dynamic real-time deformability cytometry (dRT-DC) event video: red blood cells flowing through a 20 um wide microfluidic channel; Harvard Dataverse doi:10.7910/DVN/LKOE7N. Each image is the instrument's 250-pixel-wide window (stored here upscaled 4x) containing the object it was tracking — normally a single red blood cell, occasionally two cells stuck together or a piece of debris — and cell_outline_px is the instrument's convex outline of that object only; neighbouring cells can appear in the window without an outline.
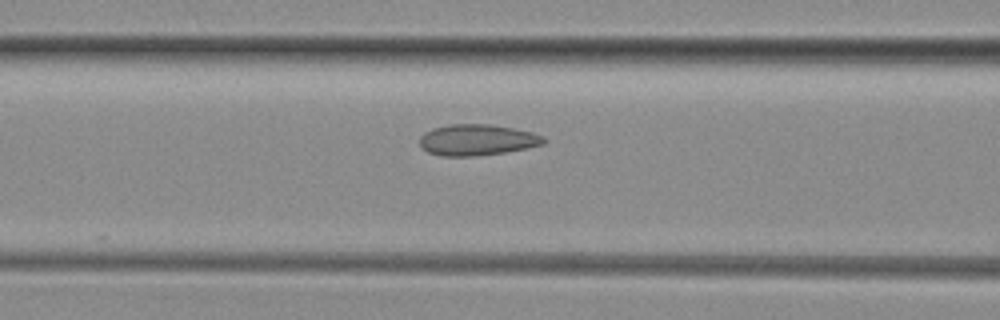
{"species": "common noctule bat (a hibernating species)", "species_latin": "Nyctalus noctula", "temperature_condition": "room temperature", "stored_images_in_passage": 24, "camera_frame_rate_fps": 3000, "um_per_image_px": 0.085, "animal": {"sex": "female", "body_mass_g": 29.2, "forearm_length_mm": 56.3}, "frame": {"image": 1, "passage_image": 20, "time_ms": 6.333, "image_size_px": [1000, 320], "cell_outline_px": [[548, 140], [544, 144], [528, 148], [504, 152], [472, 156], [440, 156], [428, 152], [420, 144], [420, 136], [424, 132], [432, 128], [448, 124], [492, 124], [532, 132], [544, 136]], "centroid_in_image_um": [40.57, 11.88], "position_along_channel_um": 126.0, "area_um2": 22.6}}
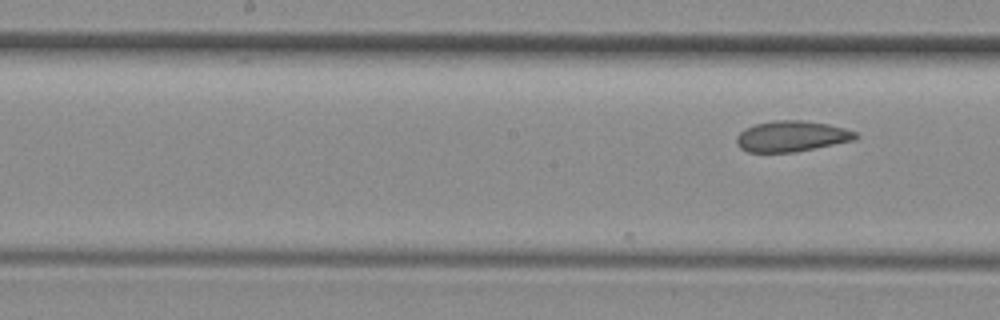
{"frame": {"image": 2, "passage_image": 24, "time_ms": 7.667, "image_size_px": [1000, 320], "cell_outline_px": [[860, 136], [852, 140], [796, 152], [748, 152], [740, 148], [736, 144], [736, 136], [744, 128], [756, 124], [776, 120], [800, 120], [828, 124], [844, 128], [856, 132]], "centroid_in_image_um": [67.25, 11.58], "position_along_channel_um": 180.9, "area_um2": 21.27}}